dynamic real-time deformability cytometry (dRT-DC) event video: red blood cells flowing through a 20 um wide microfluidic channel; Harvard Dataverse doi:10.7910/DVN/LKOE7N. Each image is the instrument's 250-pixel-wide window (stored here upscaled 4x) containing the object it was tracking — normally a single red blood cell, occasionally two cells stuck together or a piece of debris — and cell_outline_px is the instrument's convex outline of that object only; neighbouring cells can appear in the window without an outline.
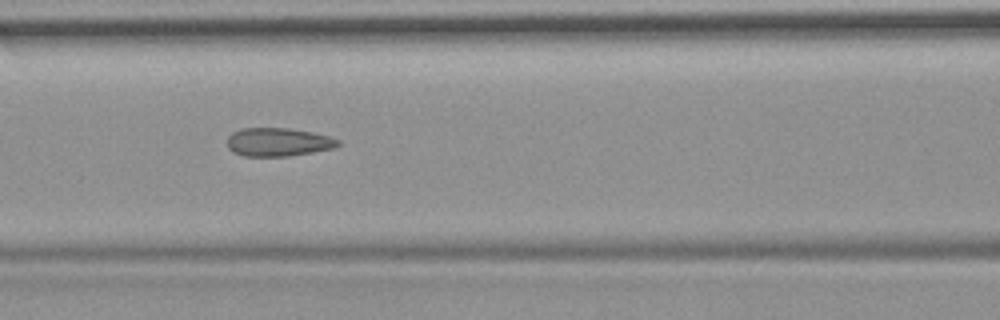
{"species": "common noctule bat (a hibernating species)", "species_latin": "Nyctalus noctula", "temperature_condition": "room temperature", "stored_images_in_passage": 42, "camera_frame_rate_fps": 3000, "um_per_image_px": 0.085, "animal": {"sex": "female", "body_mass_g": 19.9}, "frame": {"image": 1, "passage_image": 13, "time_ms": 4.0, "image_size_px": [1000, 320], "cell_outline_px": [[340, 144], [336, 148], [288, 156], [244, 156], [232, 152], [228, 148], [228, 136], [232, 132], [240, 128], [288, 128], [312, 132], [328, 136], [340, 140]], "centroid_in_image_um": [23.64, 12.07], "position_along_channel_um": 143.0, "area_um2": 18.44}}